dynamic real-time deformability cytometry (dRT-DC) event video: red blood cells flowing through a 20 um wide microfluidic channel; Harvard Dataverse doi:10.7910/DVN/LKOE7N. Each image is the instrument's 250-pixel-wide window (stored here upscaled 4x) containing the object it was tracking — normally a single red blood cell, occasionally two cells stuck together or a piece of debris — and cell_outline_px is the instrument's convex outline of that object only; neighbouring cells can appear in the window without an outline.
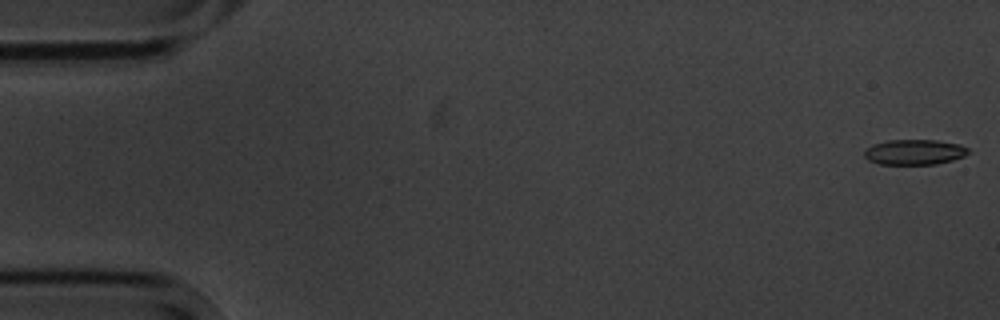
{"species": "common noctule bat (a hibernating species)", "species_latin": "Nyctalus noctula", "temperature_condition": "cold", "stored_images_in_passage": 7, "camera_frame_rate_fps": 3000, "um_per_image_px": 0.085, "animal": {"sex": "male", "body_mass_g": 20.1, "forearm_length_mm": 53.5}, "frame": {"image": 1, "passage_image": 1, "time_ms": 0.0, "image_size_px": [1000, 320], "cell_outline_px": [[972, 152], [964, 156], [952, 160], [936, 164], [880, 164], [868, 160], [864, 156], [864, 152], [872, 144], [888, 140], [936, 140], [960, 144], [968, 148]], "centroid_in_image_um": [77.75, 12.92], "position_along_channel_um": 7.2, "area_um2": 15.37}}
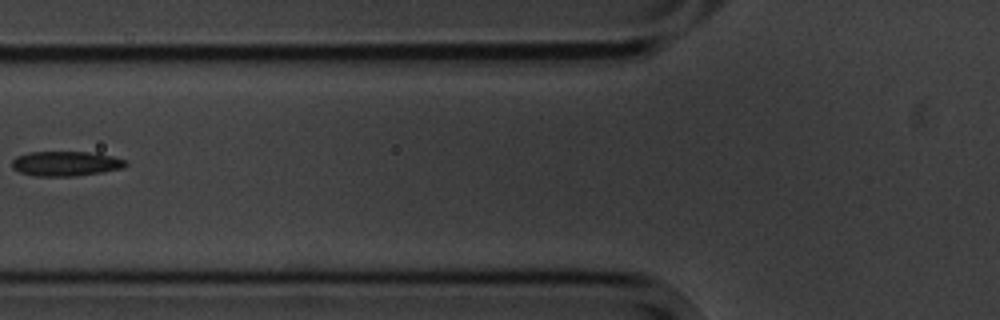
{"frame": {"image": 2, "passage_image": 6, "time_ms": 7.0, "image_size_px": [1000, 320], "cell_outline_px": [[128, 164], [124, 168], [76, 176], [32, 176], [20, 172], [12, 168], [12, 160], [16, 156], [28, 152], [96, 152], [112, 156], [124, 160]], "centroid_in_image_um": [5.57, 13.9], "position_along_channel_um": 120.2, "area_um2": 16.53}}
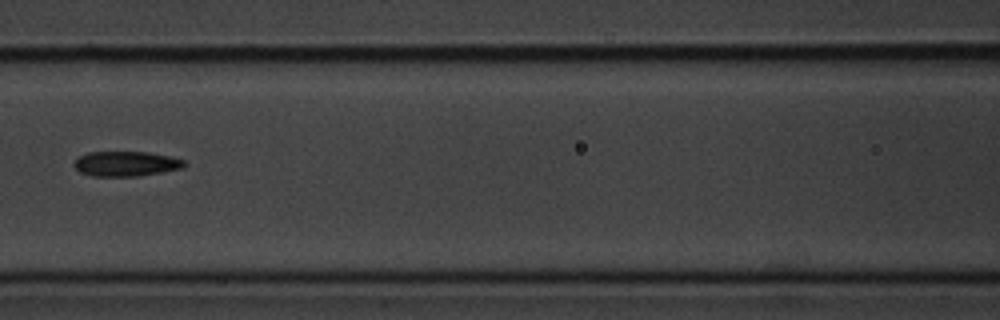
{"frame": {"image": 3, "passage_image": 7, "time_ms": 8.0, "image_size_px": [1000, 320], "cell_outline_px": [[188, 164], [184, 168], [136, 176], [92, 176], [80, 172], [72, 164], [80, 156], [88, 152], [148, 152], [168, 156], [184, 160]], "centroid_in_image_um": [10.72, 13.92], "position_along_channel_um": 155.9, "area_um2": 15.95}}